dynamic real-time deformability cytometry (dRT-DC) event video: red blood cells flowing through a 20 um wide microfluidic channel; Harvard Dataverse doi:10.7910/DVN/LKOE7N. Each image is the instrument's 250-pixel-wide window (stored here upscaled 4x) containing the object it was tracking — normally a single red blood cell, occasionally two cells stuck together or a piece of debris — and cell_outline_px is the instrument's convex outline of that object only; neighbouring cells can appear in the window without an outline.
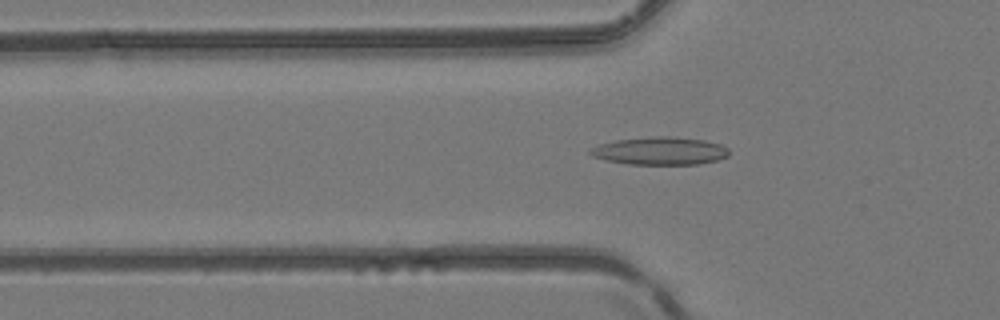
{"species": "common noctule bat (a hibernating species)", "species_latin": "Nyctalus noctula", "temperature_condition": "room temperature", "stored_images_in_passage": 21, "camera_frame_rate_fps": 3000, "um_per_image_px": 0.085, "animal": {"sex": "female", "body_mass_g": 24.6, "forearm_length_mm": 56.2}, "frame": {"image": 1, "passage_image": 10, "time_ms": 3.0, "image_size_px": [1000, 320], "cell_outline_px": [[728, 156], [716, 160], [700, 164], [628, 164], [604, 160], [592, 156], [588, 152], [588, 148], [600, 144], [616, 140], [652, 136], [676, 136], [704, 140], [720, 144], [728, 148]], "centroid_in_image_um": [56.07, 12.82], "position_along_channel_um": 69.7, "area_um2": 22.66}}
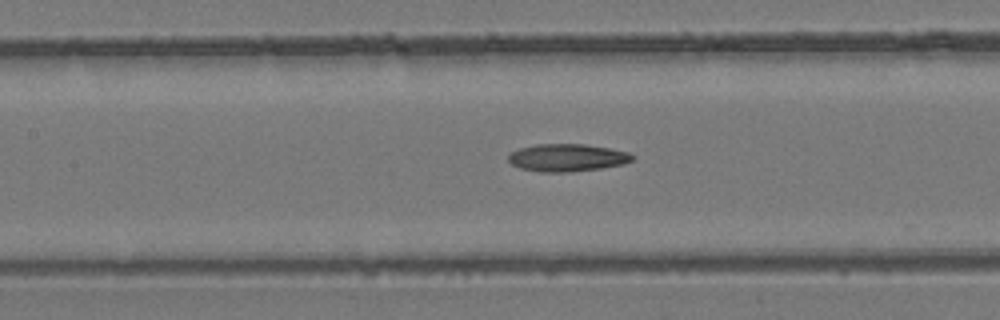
{"frame": {"image": 2, "passage_image": 16, "time_ms": 5.0, "image_size_px": [1000, 320], "cell_outline_px": [[636, 156], [632, 160], [624, 164], [600, 168], [572, 172], [540, 172], [520, 168], [512, 164], [508, 160], [508, 156], [512, 152], [520, 148], [536, 144], [584, 144], [608, 148], [628, 152]], "centroid_in_image_um": [48.22, 13.4], "position_along_channel_um": 159.2, "area_um2": 19.88}}
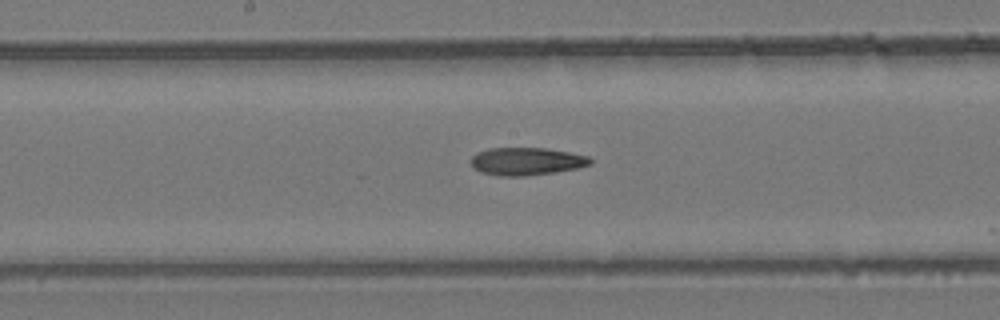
{"frame": {"image": 3, "passage_image": 19, "time_ms": 6.0, "image_size_px": [1000, 320], "cell_outline_px": [[592, 164], [576, 168], [556, 172], [524, 176], [496, 176], [480, 172], [472, 168], [472, 156], [476, 152], [488, 148], [544, 148], [568, 152], [588, 156], [592, 160]], "centroid_in_image_um": [44.71, 13.72], "position_along_channel_um": 203.5, "area_um2": 19.36}}